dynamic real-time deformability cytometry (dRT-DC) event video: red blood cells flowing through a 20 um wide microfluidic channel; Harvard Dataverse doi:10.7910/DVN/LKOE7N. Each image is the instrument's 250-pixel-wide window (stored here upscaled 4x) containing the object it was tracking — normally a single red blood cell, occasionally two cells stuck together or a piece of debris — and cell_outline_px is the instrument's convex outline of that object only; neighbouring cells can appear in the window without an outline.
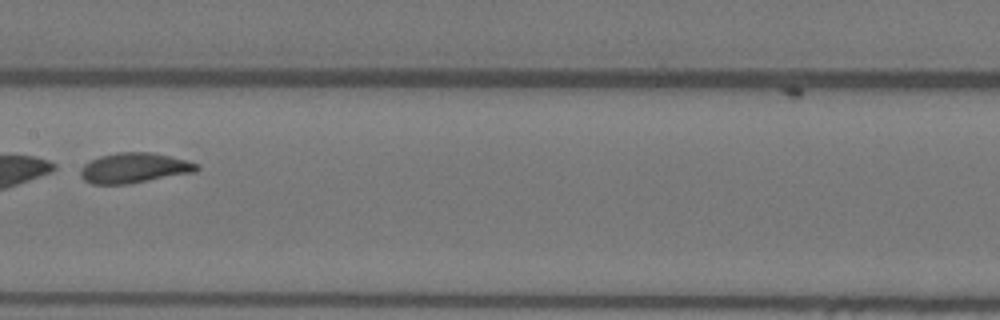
{"species": "Egyptian fruit bat (a non-hibernating species)", "species_latin": "Rousettus aegyptiacus", "temperature_condition": "warm", "stored_images_in_passage": 8, "camera_frame_rate_fps": 3000, "um_per_image_px": 0.085, "animal": {"sex": "female"}, "frame": {"image": 1, "passage_image": 8, "time_ms": 2.333, "image_size_px": [1000, 320], "cell_outline_px": [[200, 168], [196, 172], [128, 184], [92, 184], [84, 180], [80, 176], [80, 168], [84, 164], [100, 156], [116, 152], [152, 152], [172, 156], [200, 164]], "centroid_in_image_um": [11.43, 14.27], "position_along_channel_um": 196.0, "area_um2": 20.63}}